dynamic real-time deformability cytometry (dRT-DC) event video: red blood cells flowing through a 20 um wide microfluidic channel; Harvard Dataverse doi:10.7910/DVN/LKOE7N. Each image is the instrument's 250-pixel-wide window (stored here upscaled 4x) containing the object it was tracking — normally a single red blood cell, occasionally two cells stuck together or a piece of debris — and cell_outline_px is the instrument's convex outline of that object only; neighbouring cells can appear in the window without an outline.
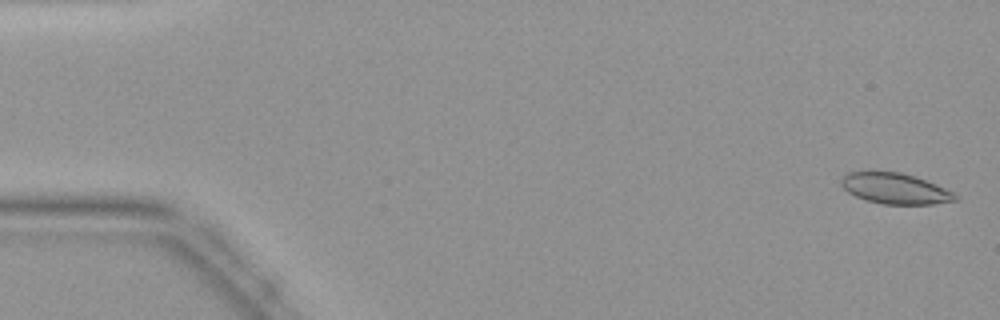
{"species": "common noctule bat (a hibernating species)", "species_latin": "Nyctalus noctula", "temperature_condition": "warm", "stored_images_in_passage": 40, "camera_frame_rate_fps": 3000, "um_per_image_px": 0.085, "animal": {"sex": "female", "body_mass_g": 19.9}, "frame": {"image": 1, "passage_image": 1, "time_ms": 0.0, "image_size_px": [1000, 320], "cell_outline_px": [[960, 200], [932, 204], [880, 204], [864, 200], [848, 192], [840, 184], [840, 180], [848, 172], [868, 168], [900, 172], [916, 176], [936, 184], [960, 196]], "centroid_in_image_um": [76.04, 15.98], "position_along_channel_um": 9.0, "area_um2": 21.27}}
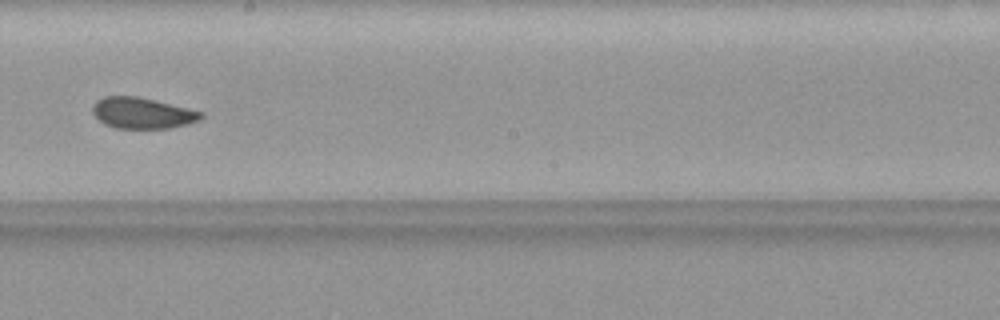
{"frame": {"image": 2, "passage_image": 25, "time_ms": 8.0, "image_size_px": [1000, 320], "cell_outline_px": [[204, 116], [200, 120], [188, 124], [168, 128], [116, 128], [104, 124], [92, 112], [92, 104], [96, 100], [104, 96], [136, 96], [204, 112]], "centroid_in_image_um": [12.08, 9.61], "position_along_channel_um": 236.1, "area_um2": 19.54}}
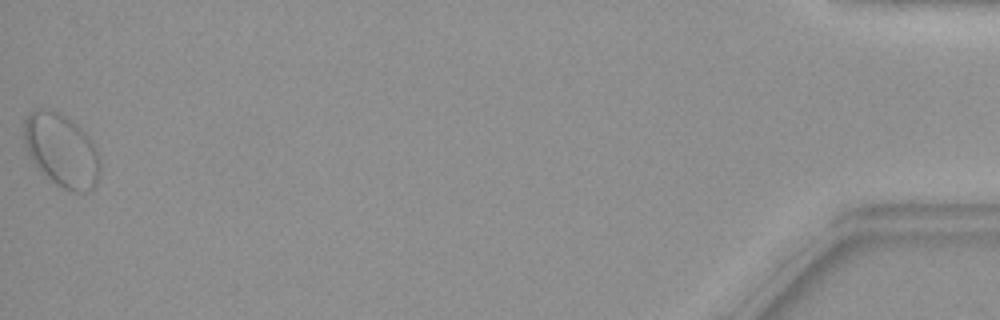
{"frame": {"image": 3, "passage_image": 40, "time_ms": 13.0, "image_size_px": [1000, 320], "cell_outline_px": [[100, 172], [96, 184], [88, 192], [72, 192], [56, 184], [36, 164], [28, 152], [24, 144], [24, 120], [28, 112], [36, 108], [44, 108], [60, 112], [72, 120], [88, 136], [100, 160]], "centroid_in_image_um": [5.23, 12.74], "position_along_channel_um": 430.0, "area_um2": 32.14}}